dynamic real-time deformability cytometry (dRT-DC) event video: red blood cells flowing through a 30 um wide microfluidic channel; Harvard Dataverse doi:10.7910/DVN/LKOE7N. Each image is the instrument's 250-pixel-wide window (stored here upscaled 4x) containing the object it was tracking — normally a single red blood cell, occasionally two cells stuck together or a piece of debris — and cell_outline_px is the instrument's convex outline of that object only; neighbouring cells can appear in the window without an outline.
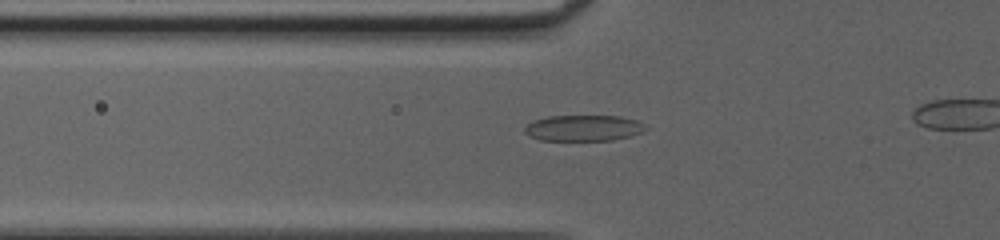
{"species": "common noctule bat (a hibernating species)", "species_latin": "Nyctalus noctula", "temperature_condition": "cold", "stored_images_in_passage": 36, "camera_frame_rate_fps": 3000, "um_per_image_px": 0.085, "animal": {"sex": "female", "body_mass_g": 20.0, "forearm_length_mm": 54.0}, "frame": {"image": 1, "passage_image": 10, "time_ms": 3.0, "image_size_px": [1000, 240], "cell_outline_px": [[648, 128], [644, 132], [632, 136], [612, 140], [540, 140], [528, 136], [524, 132], [524, 128], [532, 120], [548, 116], [620, 116], [640, 120]], "centroid_in_image_um": [49.63, 10.88], "position_along_channel_um": 76.2, "area_um2": 18.61}}
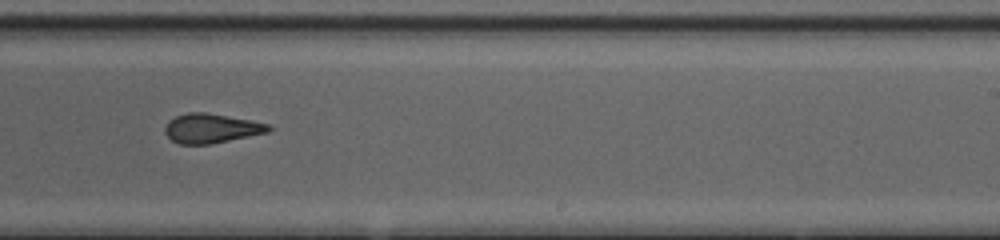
{"frame": {"image": 2, "passage_image": 24, "time_ms": 7.667, "image_size_px": [1000, 240], "cell_outline_px": [[272, 128], [268, 132], [212, 144], [180, 144], [172, 140], [164, 132], [164, 128], [168, 120], [176, 116], [188, 112], [204, 112], [248, 120], [268, 124]], "centroid_in_image_um": [17.91, 10.91], "position_along_channel_um": 271.1, "area_um2": 17.57}}
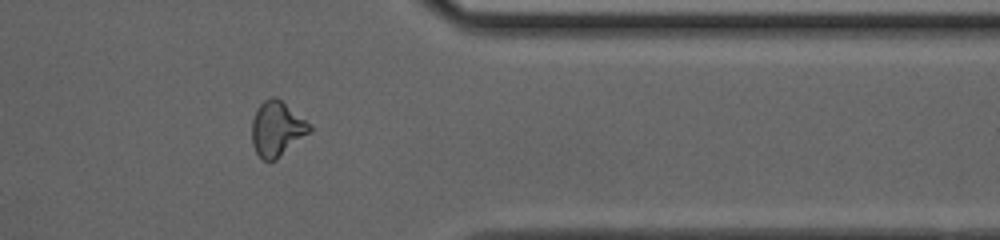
{"frame": {"image": 3, "passage_image": 33, "time_ms": 10.667, "image_size_px": [1000, 240], "cell_outline_px": [[312, 132], [276, 160], [264, 160], [256, 152], [252, 144], [252, 120], [256, 108], [264, 100], [272, 96], [276, 96], [304, 120], [312, 128]], "centroid_in_image_um": [23.52, 10.96], "position_along_channel_um": 387.9, "area_um2": 18.38}}